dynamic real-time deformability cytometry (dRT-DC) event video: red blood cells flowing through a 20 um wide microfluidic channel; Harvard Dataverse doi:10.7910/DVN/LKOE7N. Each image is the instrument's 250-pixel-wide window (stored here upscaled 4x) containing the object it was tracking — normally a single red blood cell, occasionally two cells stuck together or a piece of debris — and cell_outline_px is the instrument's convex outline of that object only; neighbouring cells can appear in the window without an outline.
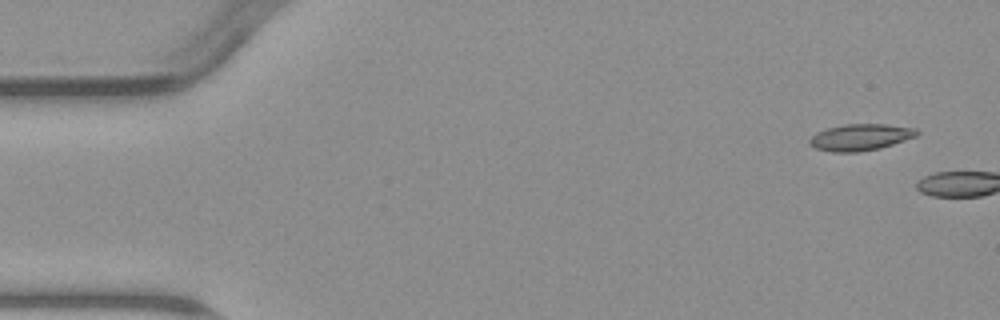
{"species": "common noctule bat (a hibernating species)", "species_latin": "Nyctalus noctula", "temperature_condition": "warm", "stored_images_in_passage": 2, "camera_frame_rate_fps": 3000, "um_per_image_px": 0.085, "animal": {"sex": "male", "body_mass_g": 23.1, "forearm_length_mm": 52.7}, "frame": {"image": 1, "passage_image": 1, "time_ms": 0.0, "image_size_px": [1000, 320], "cell_outline_px": [[920, 132], [916, 136], [880, 148], [856, 152], [832, 152], [816, 148], [808, 140], [816, 132], [828, 128], [844, 124], [884, 124], [916, 128]], "centroid_in_image_um": [73.14, 11.65], "position_along_channel_um": 11.9, "area_um2": 16.42}}